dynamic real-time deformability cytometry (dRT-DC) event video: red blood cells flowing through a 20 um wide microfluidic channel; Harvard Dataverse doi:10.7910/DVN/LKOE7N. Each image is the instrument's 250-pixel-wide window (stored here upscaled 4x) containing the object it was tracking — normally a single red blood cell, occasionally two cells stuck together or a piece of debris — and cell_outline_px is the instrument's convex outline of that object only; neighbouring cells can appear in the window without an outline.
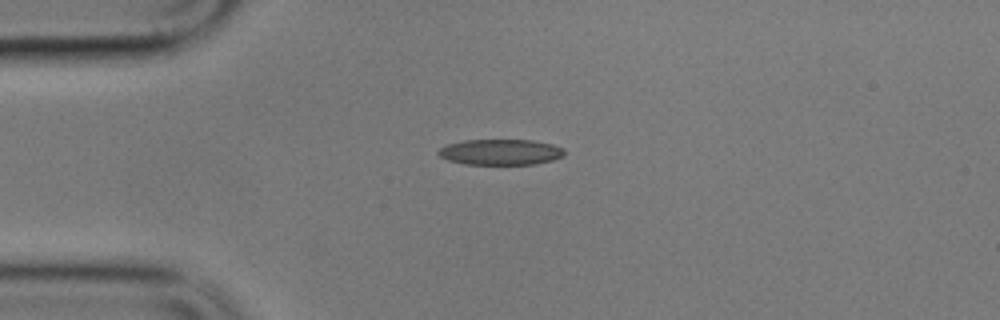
{"species": "common noctule bat (a hibernating species)", "species_latin": "Nyctalus noctula", "temperature_condition": "cold", "stored_images_in_passage": 9, "camera_frame_rate_fps": 3000, "um_per_image_px": 0.085, "animal": {"sex": "male", "body_mass_g": 17.9}, "frame": {"image": 1, "passage_image": 3, "time_ms": 3.333, "image_size_px": [1000, 320], "cell_outline_px": [[564, 156], [552, 160], [536, 164], [464, 164], [448, 160], [440, 156], [436, 152], [440, 148], [448, 144], [464, 140], [532, 140], [552, 144], [564, 148]], "centroid_in_image_um": [42.55, 12.92], "position_along_channel_um": 42.4, "area_um2": 18.9}}
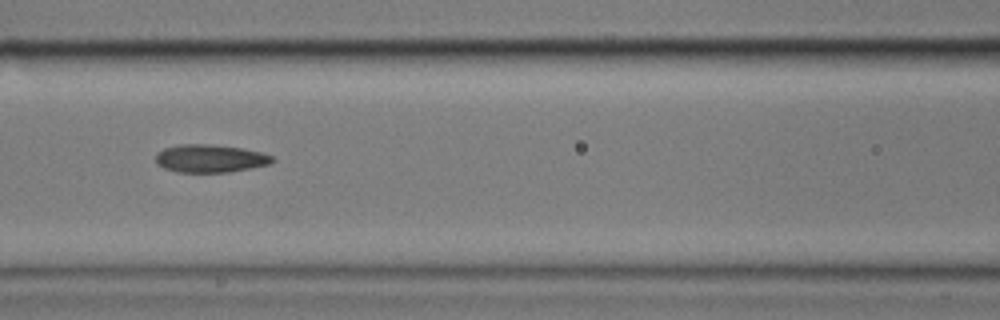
{"frame": {"image": 2, "passage_image": 6, "time_ms": 7.0, "image_size_px": [1000, 320], "cell_outline_px": [[276, 160], [268, 164], [228, 172], [176, 172], [164, 168], [156, 164], [156, 156], [164, 148], [180, 144], [208, 144], [244, 148], [260, 152], [272, 156]], "centroid_in_image_um": [17.85, 13.47], "position_along_channel_um": 148.8, "area_um2": 18.84}}
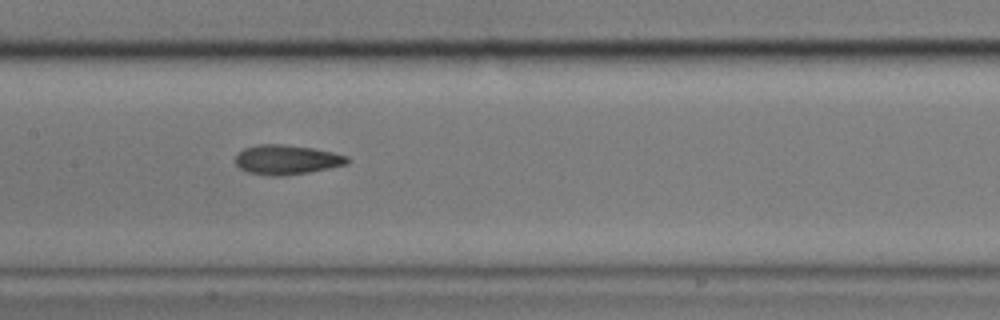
{"frame": {"image": 3, "passage_image": 7, "time_ms": 8.0, "image_size_px": [1000, 320], "cell_outline_px": [[352, 160], [348, 164], [308, 172], [284, 176], [268, 176], [248, 172], [240, 168], [236, 164], [236, 152], [244, 148], [256, 144], [280, 144], [312, 148], [332, 152], [348, 156]], "centroid_in_image_um": [24.36, 13.57], "position_along_channel_um": 183.0, "area_um2": 19.42}}